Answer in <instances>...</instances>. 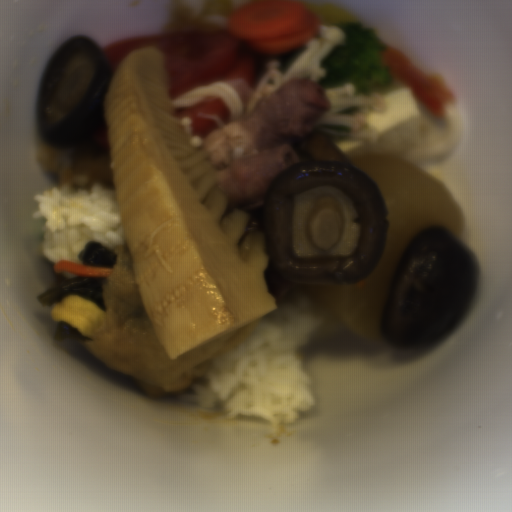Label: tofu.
<instances>
[{"instance_id": "tofu-1", "label": "tofu", "mask_w": 512, "mask_h": 512, "mask_svg": "<svg viewBox=\"0 0 512 512\" xmlns=\"http://www.w3.org/2000/svg\"><path fill=\"white\" fill-rule=\"evenodd\" d=\"M116 261L101 291L104 321L82 346L108 368L170 392L192 386L211 361L229 353L260 320L202 345L173 360L159 342L146 314L129 246L115 248Z\"/></svg>"}, {"instance_id": "tofu-2", "label": "tofu", "mask_w": 512, "mask_h": 512, "mask_svg": "<svg viewBox=\"0 0 512 512\" xmlns=\"http://www.w3.org/2000/svg\"><path fill=\"white\" fill-rule=\"evenodd\" d=\"M380 94L389 103L386 111L366 116L362 128L374 129L378 139L376 147L330 139L337 149L352 159L355 154H390L402 159L426 146L423 119L413 91L407 86L386 89Z\"/></svg>"}]
</instances>
